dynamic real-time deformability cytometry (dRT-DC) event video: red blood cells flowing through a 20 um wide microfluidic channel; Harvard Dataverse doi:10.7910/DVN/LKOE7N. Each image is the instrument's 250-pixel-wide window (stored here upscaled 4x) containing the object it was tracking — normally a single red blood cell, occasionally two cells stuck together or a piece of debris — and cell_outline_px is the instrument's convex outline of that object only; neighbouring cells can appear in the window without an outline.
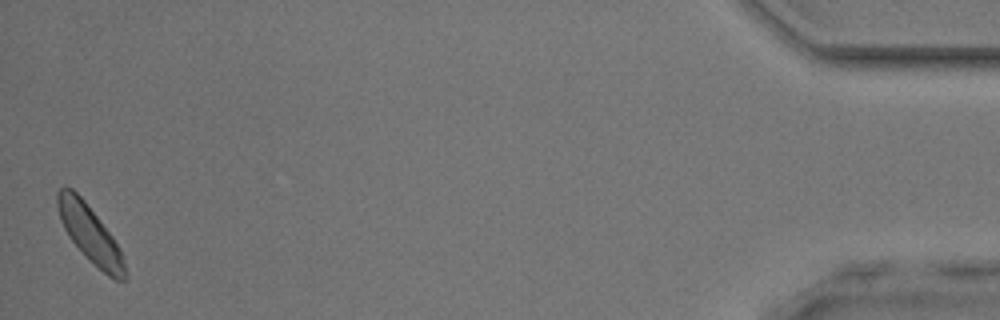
{"species": "common noctule bat (a hibernating species)", "species_latin": "Nyctalus noctula", "temperature_condition": "room temperature", "stored_images_in_passage": 45, "camera_frame_rate_fps": 3000, "um_per_image_px": 0.085, "animal": {"sex": "male", "body_mass_g": 17.9, "forearm_length_mm": 54.2}, "frame": {"image": 1, "passage_image": 45, "time_ms": 14.667, "image_size_px": [1000, 320], "cell_outline_px": [[128, 280], [116, 280], [108, 276], [68, 236], [60, 220], [56, 204], [56, 192], [60, 188], [72, 188], [84, 200], [112, 236], [120, 248], [128, 272]], "centroid_in_image_um": [7.67, 19.88], "position_along_channel_um": 427.5, "area_um2": 21.91}}